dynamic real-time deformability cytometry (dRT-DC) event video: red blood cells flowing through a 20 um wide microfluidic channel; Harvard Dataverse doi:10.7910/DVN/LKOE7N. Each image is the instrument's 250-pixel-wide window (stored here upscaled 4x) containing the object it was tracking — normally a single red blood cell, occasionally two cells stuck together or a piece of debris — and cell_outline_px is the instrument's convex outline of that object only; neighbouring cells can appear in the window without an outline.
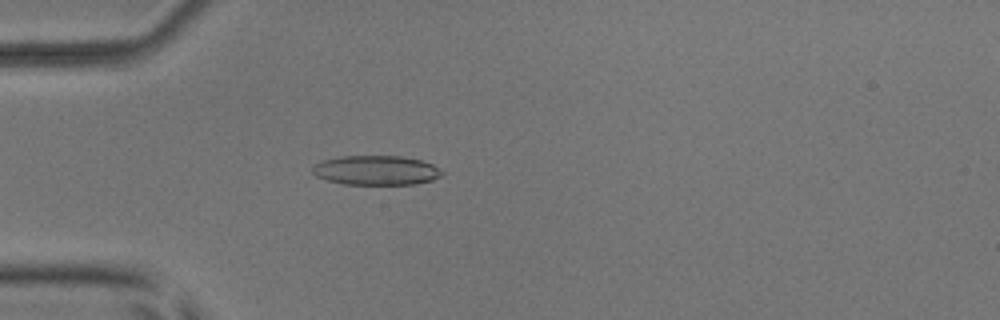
{"species": "common noctule bat (a hibernating species)", "species_latin": "Nyctalus noctula", "temperature_condition": "room temperature", "stored_images_in_passage": 42, "camera_frame_rate_fps": 3000, "um_per_image_px": 0.085, "animal": {"sex": "male", "body_mass_g": 17.9, "forearm_length_mm": 54.2}, "frame": {"image": 1, "passage_image": 5, "time_ms": 1.333, "image_size_px": [1000, 320], "cell_outline_px": [[444, 172], [440, 176], [432, 180], [416, 184], [344, 184], [328, 180], [316, 176], [312, 172], [312, 168], [316, 164], [324, 160], [340, 156], [400, 156], [420, 160], [432, 164], [440, 168]], "centroid_in_image_um": [31.99, 14.47], "position_along_channel_um": 53.0, "area_um2": 22.14}}
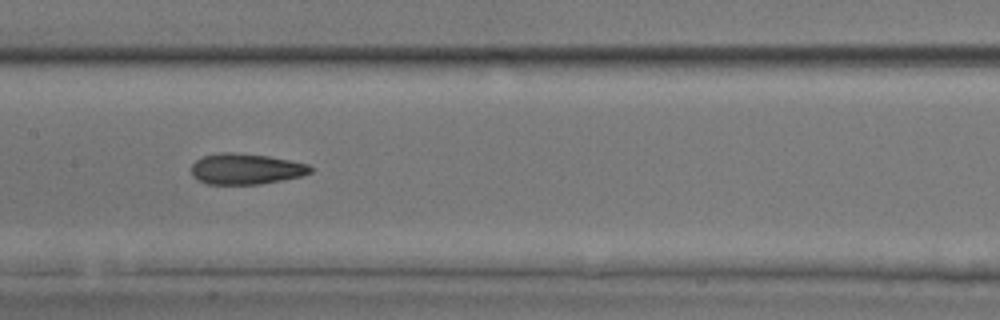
{"frame": {"image": 2, "passage_image": 16, "time_ms": 5.0, "image_size_px": [1000, 320], "cell_outline_px": [[312, 172], [300, 176], [280, 180], [256, 184], [204, 184], [192, 176], [192, 164], [196, 160], [204, 156], [220, 152], [236, 152], [268, 156], [308, 164], [312, 168]], "centroid_in_image_um": [20.86, 14.35], "position_along_channel_um": 186.5, "area_um2": 21.27}}
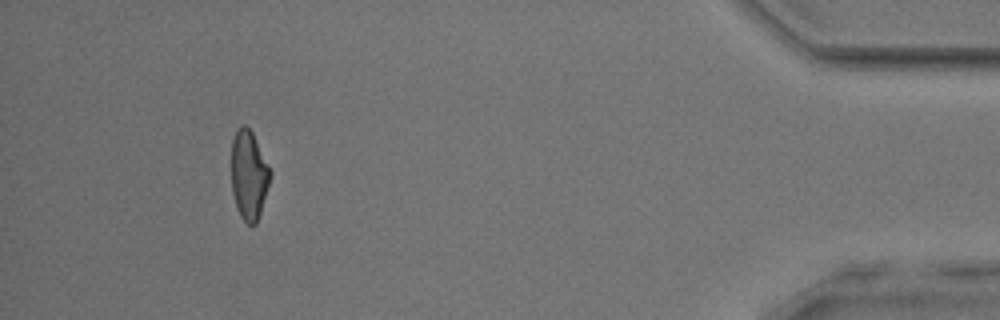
{"frame": {"image": 3, "passage_image": 38, "time_ms": 12.333, "image_size_px": [1000, 320], "cell_outline_px": [[272, 172], [260, 212], [256, 224], [252, 228], [240, 216], [236, 208], [232, 192], [232, 140], [236, 128], [240, 124], [244, 124], [252, 132]], "centroid_in_image_um": [21.14, 14.87], "position_along_channel_um": 414.1, "area_um2": 20.17}, "authors_computed_cell_mechanics": {"area_um2": 21.3282, "velocity_mm_per_s": 3.955, "shape_relaxation_time_tau1_ms": 5.4419, "shape_relaxation_time_tau2_ms": 2.5155, "deformation_change_tau1": 0.1652, "deformation_change_tau2": 0.1032}}